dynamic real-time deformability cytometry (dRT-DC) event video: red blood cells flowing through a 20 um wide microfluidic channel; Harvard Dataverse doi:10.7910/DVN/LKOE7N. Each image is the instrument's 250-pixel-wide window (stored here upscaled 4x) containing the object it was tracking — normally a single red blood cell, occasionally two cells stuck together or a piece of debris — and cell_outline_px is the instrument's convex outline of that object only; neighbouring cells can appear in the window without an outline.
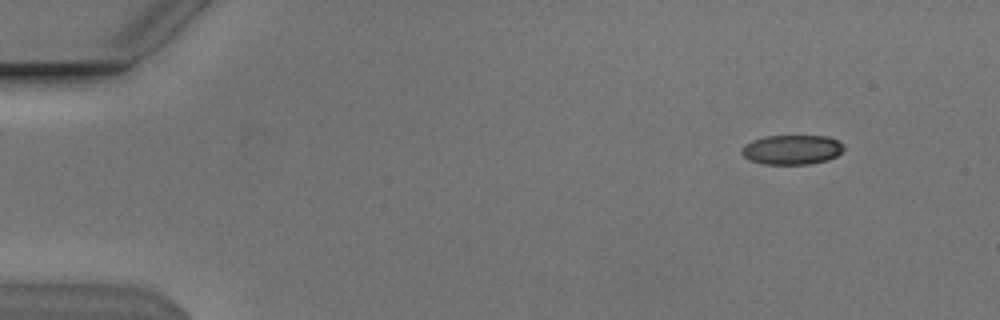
{"species": "Egyptian fruit bat (a non-hibernating species)", "species_latin": "Rousettus aegyptiacus", "temperature_condition": "cold", "stored_images_in_passage": 50, "camera_frame_rate_fps": 3000, "um_per_image_px": 0.085, "animal": {"sex": "male"}, "frame": {"image": 1, "passage_image": 1, "time_ms": 0.0, "image_size_px": [1000, 320], "cell_outline_px": [[844, 148], [836, 156], [828, 160], [808, 164], [764, 164], [748, 160], [740, 152], [740, 148], [744, 144], [752, 140], [764, 136], [828, 136], [844, 144]], "centroid_in_image_um": [67.27, 12.72], "position_along_channel_um": 17.7, "area_um2": 17.74}}
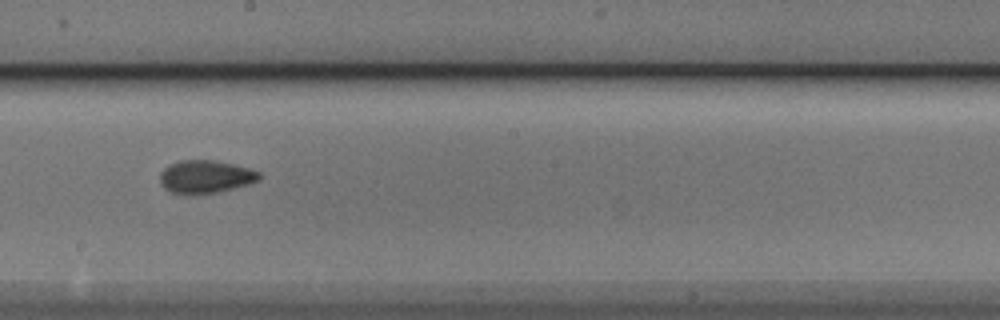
{"frame": {"image": 2, "passage_image": 26, "time_ms": 8.333, "image_size_px": [1000, 320], "cell_outline_px": [[260, 180], [248, 184], [216, 192], [172, 192], [164, 188], [160, 184], [160, 172], [168, 164], [180, 160], [216, 160], [248, 168], [260, 172]], "centroid_in_image_um": [17.46, 14.98], "position_along_channel_um": 230.7, "area_um2": 18.61}}
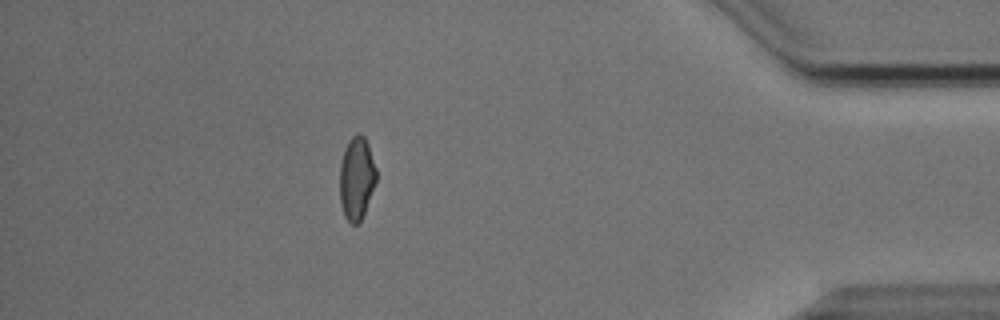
{"frame": {"image": 3, "passage_image": 43, "time_ms": 14.0, "image_size_px": [1000, 320], "cell_outline_px": [[376, 180], [364, 212], [360, 220], [356, 224], [352, 224], [344, 216], [340, 204], [340, 164], [344, 148], [348, 140], [356, 132], [360, 132], [364, 136], [368, 144], [376, 168]], "centroid_in_image_um": [30.29, 15.1], "position_along_channel_um": 404.9, "area_um2": 17.63}}